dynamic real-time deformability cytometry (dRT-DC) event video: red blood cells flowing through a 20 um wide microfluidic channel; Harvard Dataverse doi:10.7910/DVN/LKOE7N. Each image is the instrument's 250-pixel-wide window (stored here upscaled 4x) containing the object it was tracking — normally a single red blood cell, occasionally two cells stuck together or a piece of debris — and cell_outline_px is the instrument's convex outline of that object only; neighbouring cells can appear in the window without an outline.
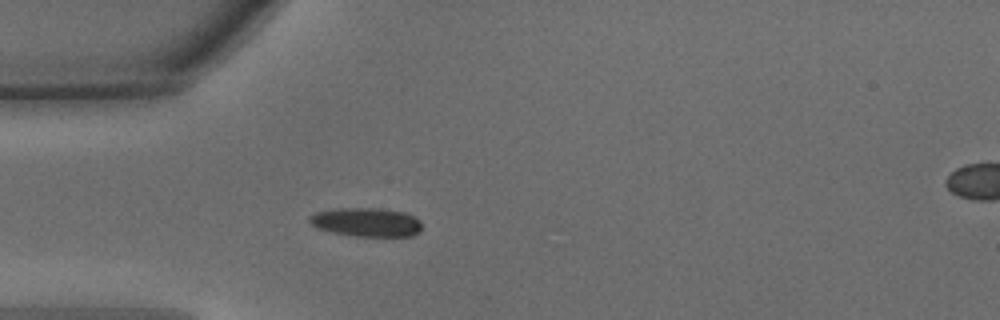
{"species": "common noctule bat (a hibernating species)", "species_latin": "Nyctalus noctula", "temperature_condition": "warm", "stored_images_in_passage": 42, "camera_frame_rate_fps": 3000, "um_per_image_px": 0.085, "animal": {"sex": "male", "body_mass_g": 15.6}, "frame": {"image": 1, "passage_image": 8, "time_ms": 2.333, "image_size_px": [1000, 320], "cell_outline_px": [[420, 232], [412, 236], [356, 236], [332, 232], [316, 228], [308, 220], [308, 216], [316, 212], [340, 208], [380, 208], [404, 212], [420, 220]], "centroid_in_image_um": [31.13, 18.88], "position_along_channel_um": 53.9, "area_um2": 18.84}}
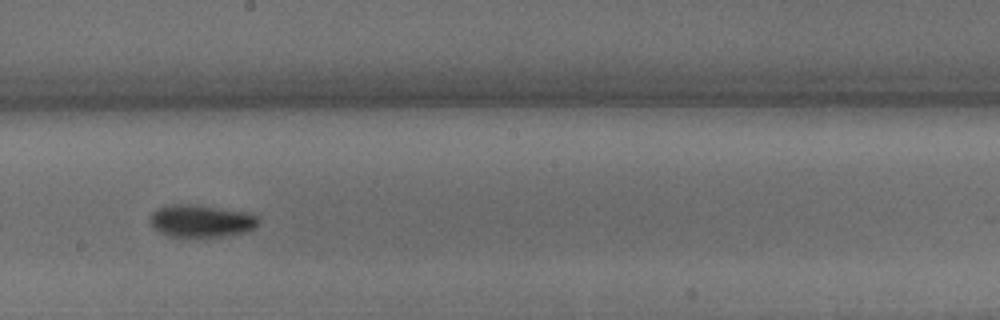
{"frame": {"image": 2, "passage_image": 21, "time_ms": 6.667, "image_size_px": [1000, 320], "cell_outline_px": [[260, 220], [256, 228], [244, 232], [224, 236], [168, 236], [152, 228], [152, 212], [156, 208], [172, 204], [196, 204], [244, 212], [256, 216]], "centroid_in_image_um": [17.1, 18.77], "position_along_channel_um": 231.1, "area_um2": 20.29}}
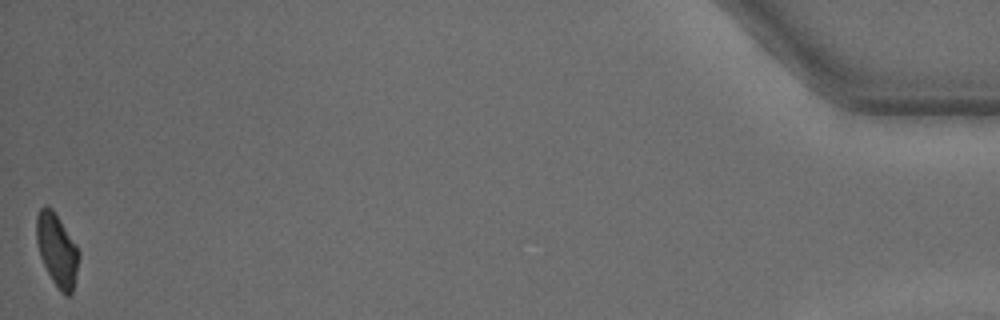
{"frame": {"image": 3, "passage_image": 42, "time_ms": 13.667, "image_size_px": [1000, 320], "cell_outline_px": [[80, 256], [72, 292], [68, 296], [64, 296], [60, 292], [52, 280], [40, 256], [36, 240], [36, 216], [40, 208], [52, 208], [76, 244], [80, 252]], "centroid_in_image_um": [4.85, 21.27], "position_along_channel_um": 430.3, "area_um2": 17.8}, "authors_computed_cell_mechanics": {"area_um2": 18.9006, "velocity_mm_per_s": 4.2431, "shape_relaxation_time_tau1_ms": 4.0299, "shape_relaxation_time_tau2_ms": 6.02, "deformation_change_tau1": 0.1638, "deformation_change_tau2": 0.1324}}